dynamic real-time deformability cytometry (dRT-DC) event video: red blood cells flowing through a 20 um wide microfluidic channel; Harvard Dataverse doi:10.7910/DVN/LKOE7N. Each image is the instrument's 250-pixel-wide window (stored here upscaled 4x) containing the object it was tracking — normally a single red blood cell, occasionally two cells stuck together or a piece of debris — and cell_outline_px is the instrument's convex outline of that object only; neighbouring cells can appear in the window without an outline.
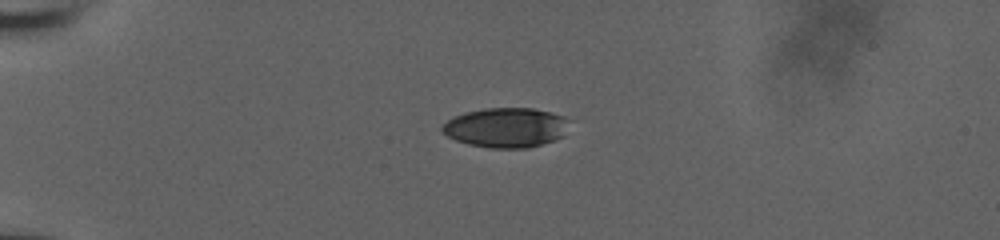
{"species": "human", "species_latin": "Homo sapiens", "temperature_condition": "room temperature", "stored_images_in_passage": 41, "camera_frame_rate_fps": 3000, "um_per_image_px": 0.085, "donor": {"sex": "male"}, "frame": {"image": 1, "passage_image": 1, "time_ms": 0.0, "image_size_px": [1000, 240], "cell_outline_px": [[576, 120], [564, 136], [556, 140], [528, 148], [488, 148], [468, 144], [456, 140], [448, 136], [440, 128], [448, 120], [464, 112], [484, 108], [532, 108], [552, 112]], "centroid_in_image_um": [43.13, 10.84], "position_along_channel_um": 41.9, "area_um2": 30.06}}
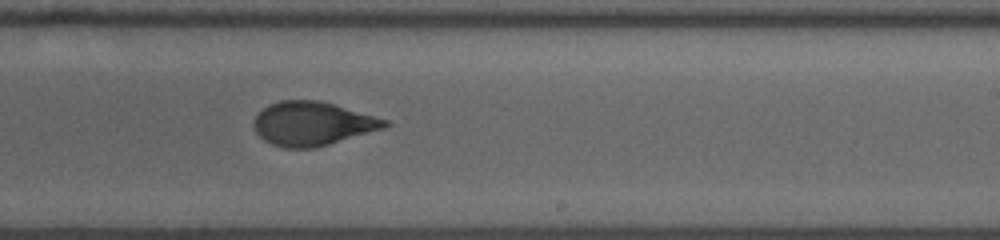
{"frame": {"image": 2, "passage_image": 22, "time_ms": 7.0, "image_size_px": [1000, 240], "cell_outline_px": [[392, 124], [384, 128], [316, 148], [284, 148], [272, 144], [264, 140], [256, 132], [252, 124], [256, 116], [268, 104], [280, 100], [320, 100], [388, 120]], "centroid_in_image_um": [26.55, 10.51], "position_along_channel_um": 262.5, "area_um2": 33.41}}
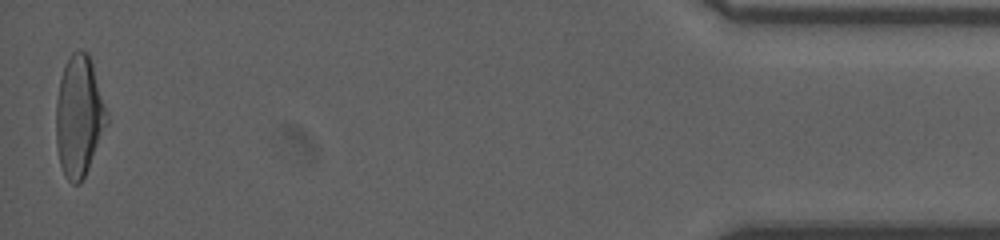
{"frame": {"image": 3, "passage_image": 41, "time_ms": 13.333, "image_size_px": [1000, 240], "cell_outline_px": [[108, 124], [88, 168], [80, 184], [72, 184], [64, 176], [60, 164], [56, 144], [56, 100], [60, 80], [64, 68], [72, 52], [88, 52], [92, 60], [108, 112]], "centroid_in_image_um": [6.73, 9.9], "position_along_channel_um": 428.5, "area_um2": 35.89}, "authors_computed_cell_mechanics": {"area_um2": 33.8708, "velocity_mm_per_s": 3.8793, "shape_relaxation_time_tau1_ms": 4.6884, "shape_relaxation_time_tau2_ms": 0.9443, "deformation_change_tau1": 0.1896, "deformation_change_tau2": 0.0627}}